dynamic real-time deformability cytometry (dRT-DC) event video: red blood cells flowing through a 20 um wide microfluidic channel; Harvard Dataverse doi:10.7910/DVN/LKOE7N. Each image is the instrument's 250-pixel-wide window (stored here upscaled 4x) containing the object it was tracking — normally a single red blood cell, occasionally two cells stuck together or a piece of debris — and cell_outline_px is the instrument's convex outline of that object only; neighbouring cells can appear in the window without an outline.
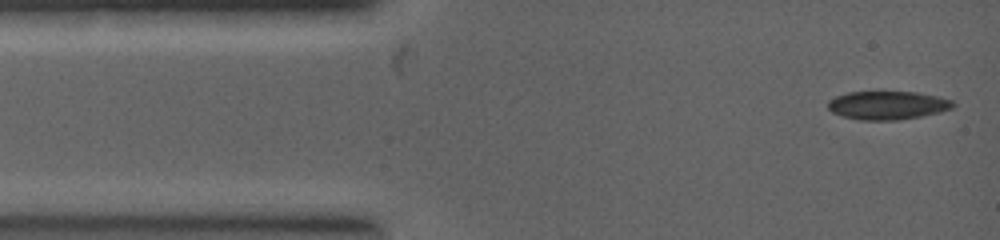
{"species": "common noctule bat (a hibernating species)", "species_latin": "Nyctalus noctula", "temperature_condition": "warm", "stored_images_in_passage": 46, "camera_frame_rate_fps": 5000, "um_per_image_px": 0.085, "animal": {"sex": "female", "body_mass_g": 19.0, "forearm_length_mm": 53.3}, "frame": {"image": 1, "passage_image": 1, "time_ms": 0.0, "image_size_px": [1000, 240], "cell_outline_px": [[956, 104], [952, 108], [940, 112], [920, 116], [896, 120], [860, 120], [844, 116], [832, 112], [828, 108], [828, 100], [836, 96], [848, 92], [916, 92], [936, 96], [952, 100]], "centroid_in_image_um": [75.44, 8.94], "position_along_channel_um": 9.6, "area_um2": 20.58}}
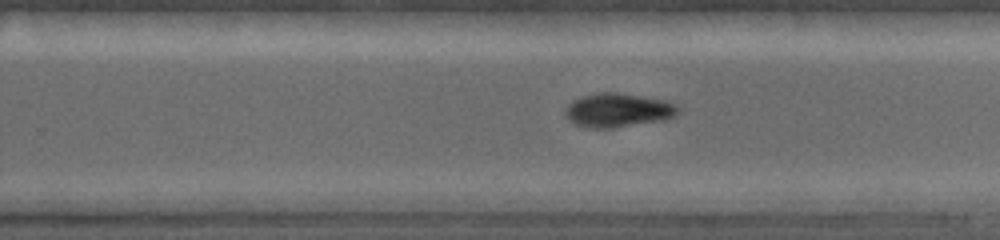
{"frame": {"image": 2, "passage_image": 29, "time_ms": 5.0, "image_size_px": [1000, 240], "cell_outline_px": [[680, 112], [676, 116], [664, 120], [612, 128], [588, 128], [576, 124], [568, 120], [568, 108], [576, 100], [584, 96], [604, 92], [612, 92], [660, 100], [676, 104], [680, 108]], "centroid_in_image_um": [52.61, 9.4], "position_along_channel_um": 277.2, "area_um2": 21.56}}
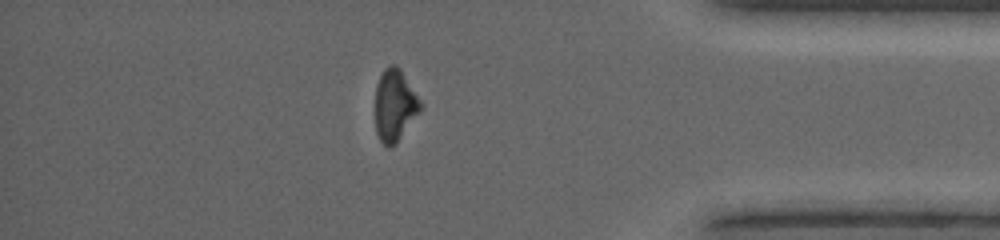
{"frame": {"image": 3, "passage_image": 38, "time_ms": 7.2, "image_size_px": [1000, 240], "cell_outline_px": [[424, 104], [420, 112], [396, 144], [388, 148], [380, 140], [376, 132], [376, 88], [380, 76], [384, 68], [388, 64], [396, 64], [400, 68]], "centroid_in_image_um": [33.59, 8.94], "position_along_channel_um": 401.6, "area_um2": 19.13}}